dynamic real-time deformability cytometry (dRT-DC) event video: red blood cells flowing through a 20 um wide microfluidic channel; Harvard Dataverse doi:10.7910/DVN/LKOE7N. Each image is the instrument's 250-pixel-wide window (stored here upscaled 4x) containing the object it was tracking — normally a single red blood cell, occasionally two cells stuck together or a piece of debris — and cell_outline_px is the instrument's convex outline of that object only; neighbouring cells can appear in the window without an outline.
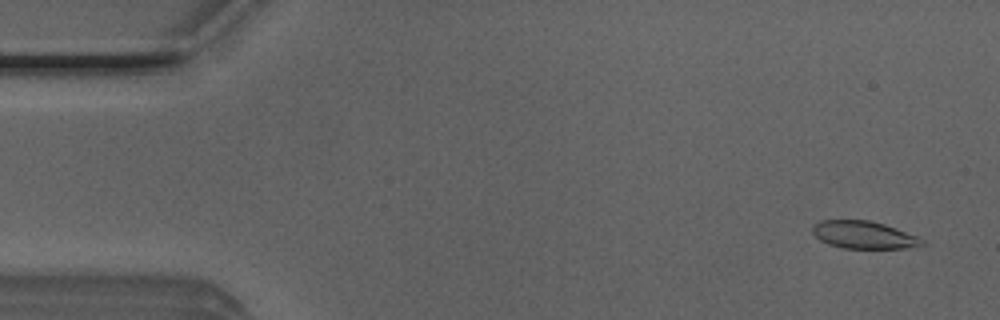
{"species": "Egyptian fruit bat (a non-hibernating species)", "species_latin": "Rousettus aegyptiacus", "temperature_condition": "room temperature", "stored_images_in_passage": 51, "camera_frame_rate_fps": 3000, "um_per_image_px": 0.085, "animal": {"sex": "male"}, "frame": {"image": 1, "passage_image": 3, "time_ms": 0.667, "image_size_px": [1000, 320], "cell_outline_px": [[924, 244], [916, 248], [840, 248], [828, 244], [820, 240], [812, 232], [812, 224], [820, 220], [868, 220], [884, 224], [896, 228], [916, 236], [924, 240]], "centroid_in_image_um": [73.4, 19.97], "position_along_channel_um": 11.6, "area_um2": 17.69}}
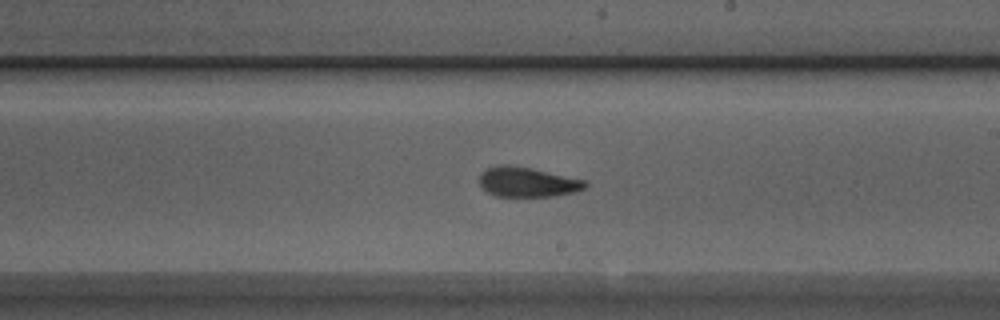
{"frame": {"image": 2, "passage_image": 29, "time_ms": 9.333, "image_size_px": [1000, 320], "cell_outline_px": [[588, 188], [576, 192], [552, 196], [496, 196], [488, 192], [480, 184], [480, 172], [488, 168], [500, 164], [508, 164], [532, 168], [584, 180], [588, 184]], "centroid_in_image_um": [44.85, 15.47], "position_along_channel_um": 244.2, "area_um2": 18.38}}
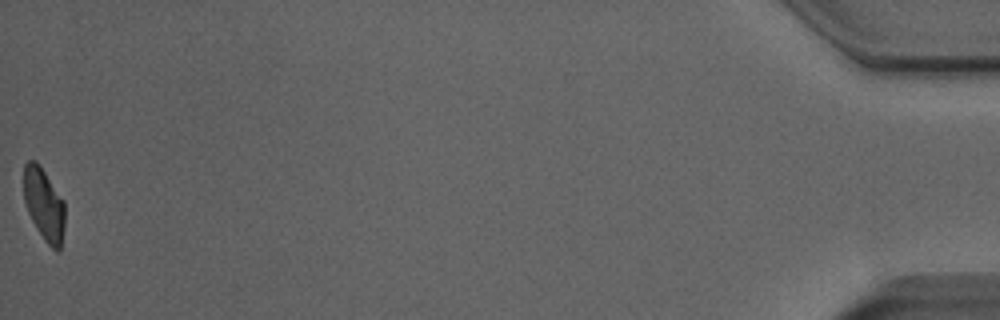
{"frame": {"image": 3, "passage_image": 51, "time_ms": 16.667, "image_size_px": [1000, 320], "cell_outline_px": [[64, 228], [60, 252], [56, 252], [44, 240], [36, 228], [28, 212], [24, 200], [24, 164], [28, 160], [36, 160], [40, 164], [64, 200]], "centroid_in_image_um": [3.75, 17.37], "position_along_channel_um": 431.5, "area_um2": 17.57}, "authors_computed_cell_mechanics": {"area_um2": 18.4382, "velocity_mm_per_s": 4.0145, "shape_relaxation_time_tau1_ms": 3.8029, "shape_relaxation_time_tau2_ms": 1.4129, "deformation_change_tau1": 0.1591, "deformation_change_tau2": 0.076}}